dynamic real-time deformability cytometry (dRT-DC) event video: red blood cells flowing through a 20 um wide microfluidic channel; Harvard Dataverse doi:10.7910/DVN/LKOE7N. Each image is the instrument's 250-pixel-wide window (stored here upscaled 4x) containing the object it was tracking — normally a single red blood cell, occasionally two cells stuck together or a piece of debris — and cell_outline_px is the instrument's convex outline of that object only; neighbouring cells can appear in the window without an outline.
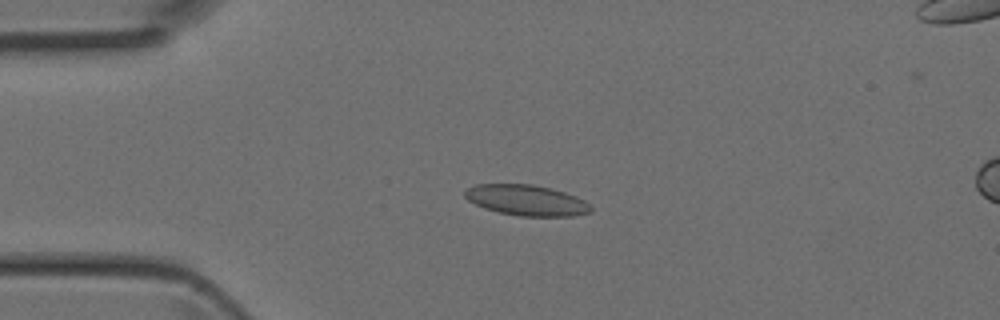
{"species": "Egyptian fruit bat (a non-hibernating species)", "species_latin": "Rousettus aegyptiacus", "temperature_condition": "room temperature", "stored_images_in_passage": 2, "camera_frame_rate_fps": 3000, "um_per_image_px": 0.085, "animal": {"sex": "female"}, "frame": {"image": 1, "passage_image": 1, "time_ms": 0.0, "image_size_px": [1000, 320], "cell_outline_px": [[592, 212], [572, 216], [520, 216], [500, 212], [484, 208], [468, 200], [464, 196], [464, 192], [468, 188], [476, 184], [532, 184], [552, 188], [576, 196], [592, 204]], "centroid_in_image_um": [44.79, 17.02], "position_along_channel_um": 40.2, "area_um2": 22.6}}